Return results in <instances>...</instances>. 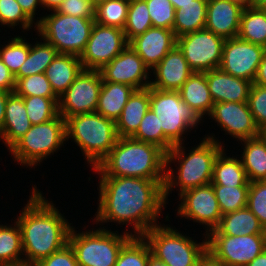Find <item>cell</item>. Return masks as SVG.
<instances>
[{"instance_id": "obj_25", "label": "cell", "mask_w": 266, "mask_h": 266, "mask_svg": "<svg viewBox=\"0 0 266 266\" xmlns=\"http://www.w3.org/2000/svg\"><path fill=\"white\" fill-rule=\"evenodd\" d=\"M183 100L202 120L209 115L214 102L210 95L205 72H193L178 90Z\"/></svg>"}, {"instance_id": "obj_28", "label": "cell", "mask_w": 266, "mask_h": 266, "mask_svg": "<svg viewBox=\"0 0 266 266\" xmlns=\"http://www.w3.org/2000/svg\"><path fill=\"white\" fill-rule=\"evenodd\" d=\"M135 90L125 84L102 81L96 112L116 122Z\"/></svg>"}, {"instance_id": "obj_58", "label": "cell", "mask_w": 266, "mask_h": 266, "mask_svg": "<svg viewBox=\"0 0 266 266\" xmlns=\"http://www.w3.org/2000/svg\"><path fill=\"white\" fill-rule=\"evenodd\" d=\"M266 0H248V2L245 4L250 7H261Z\"/></svg>"}, {"instance_id": "obj_21", "label": "cell", "mask_w": 266, "mask_h": 266, "mask_svg": "<svg viewBox=\"0 0 266 266\" xmlns=\"http://www.w3.org/2000/svg\"><path fill=\"white\" fill-rule=\"evenodd\" d=\"M129 45L152 70L177 45V38L173 30L151 27L133 38Z\"/></svg>"}, {"instance_id": "obj_35", "label": "cell", "mask_w": 266, "mask_h": 266, "mask_svg": "<svg viewBox=\"0 0 266 266\" xmlns=\"http://www.w3.org/2000/svg\"><path fill=\"white\" fill-rule=\"evenodd\" d=\"M131 138L157 145L159 148L168 153L174 144L164 135L162 127H160L159 118L149 108L142 119L137 131Z\"/></svg>"}, {"instance_id": "obj_11", "label": "cell", "mask_w": 266, "mask_h": 266, "mask_svg": "<svg viewBox=\"0 0 266 266\" xmlns=\"http://www.w3.org/2000/svg\"><path fill=\"white\" fill-rule=\"evenodd\" d=\"M207 250L226 266H247L266 249V234L206 235Z\"/></svg>"}, {"instance_id": "obj_44", "label": "cell", "mask_w": 266, "mask_h": 266, "mask_svg": "<svg viewBox=\"0 0 266 266\" xmlns=\"http://www.w3.org/2000/svg\"><path fill=\"white\" fill-rule=\"evenodd\" d=\"M153 27L173 30L175 8L170 0H145Z\"/></svg>"}, {"instance_id": "obj_53", "label": "cell", "mask_w": 266, "mask_h": 266, "mask_svg": "<svg viewBox=\"0 0 266 266\" xmlns=\"http://www.w3.org/2000/svg\"><path fill=\"white\" fill-rule=\"evenodd\" d=\"M11 94V92H4L0 90V133L3 129V123L5 120V109L7 103V97Z\"/></svg>"}, {"instance_id": "obj_39", "label": "cell", "mask_w": 266, "mask_h": 266, "mask_svg": "<svg viewBox=\"0 0 266 266\" xmlns=\"http://www.w3.org/2000/svg\"><path fill=\"white\" fill-rule=\"evenodd\" d=\"M151 254L142 236H133L122 248L115 266H147Z\"/></svg>"}, {"instance_id": "obj_26", "label": "cell", "mask_w": 266, "mask_h": 266, "mask_svg": "<svg viewBox=\"0 0 266 266\" xmlns=\"http://www.w3.org/2000/svg\"><path fill=\"white\" fill-rule=\"evenodd\" d=\"M83 70L79 56L58 54L46 68L45 75L55 94L60 97Z\"/></svg>"}, {"instance_id": "obj_3", "label": "cell", "mask_w": 266, "mask_h": 266, "mask_svg": "<svg viewBox=\"0 0 266 266\" xmlns=\"http://www.w3.org/2000/svg\"><path fill=\"white\" fill-rule=\"evenodd\" d=\"M215 138V135H207L202 138L196 147H192L187 153L184 143L174 145L166 153V177L164 183V197L168 203V196L173 188H178L180 196L185 191L199 186L207 185L212 182L213 165L219 152L225 144ZM184 145V146H183ZM187 153V154H186ZM177 162V163H176ZM172 163L177 165L175 169L170 166ZM176 174V175H175Z\"/></svg>"}, {"instance_id": "obj_57", "label": "cell", "mask_w": 266, "mask_h": 266, "mask_svg": "<svg viewBox=\"0 0 266 266\" xmlns=\"http://www.w3.org/2000/svg\"><path fill=\"white\" fill-rule=\"evenodd\" d=\"M170 1L175 10L181 8L182 6L194 3V0H170Z\"/></svg>"}, {"instance_id": "obj_49", "label": "cell", "mask_w": 266, "mask_h": 266, "mask_svg": "<svg viewBox=\"0 0 266 266\" xmlns=\"http://www.w3.org/2000/svg\"><path fill=\"white\" fill-rule=\"evenodd\" d=\"M15 89V78L8 67L0 59V90L13 93Z\"/></svg>"}, {"instance_id": "obj_54", "label": "cell", "mask_w": 266, "mask_h": 266, "mask_svg": "<svg viewBox=\"0 0 266 266\" xmlns=\"http://www.w3.org/2000/svg\"><path fill=\"white\" fill-rule=\"evenodd\" d=\"M40 1L43 10L47 9L50 12V11H56L62 4L63 0H40Z\"/></svg>"}, {"instance_id": "obj_18", "label": "cell", "mask_w": 266, "mask_h": 266, "mask_svg": "<svg viewBox=\"0 0 266 266\" xmlns=\"http://www.w3.org/2000/svg\"><path fill=\"white\" fill-rule=\"evenodd\" d=\"M213 119L225 135H230L237 141L258 136L259 128L255 123L248 102H218L214 103L208 115Z\"/></svg>"}, {"instance_id": "obj_24", "label": "cell", "mask_w": 266, "mask_h": 266, "mask_svg": "<svg viewBox=\"0 0 266 266\" xmlns=\"http://www.w3.org/2000/svg\"><path fill=\"white\" fill-rule=\"evenodd\" d=\"M150 107V87L135 90L116 121L118 137H131Z\"/></svg>"}, {"instance_id": "obj_19", "label": "cell", "mask_w": 266, "mask_h": 266, "mask_svg": "<svg viewBox=\"0 0 266 266\" xmlns=\"http://www.w3.org/2000/svg\"><path fill=\"white\" fill-rule=\"evenodd\" d=\"M193 72L183 52L176 45L150 71V75L155 78L151 79L149 87L162 91H178Z\"/></svg>"}, {"instance_id": "obj_40", "label": "cell", "mask_w": 266, "mask_h": 266, "mask_svg": "<svg viewBox=\"0 0 266 266\" xmlns=\"http://www.w3.org/2000/svg\"><path fill=\"white\" fill-rule=\"evenodd\" d=\"M14 93L20 97L40 96L45 98H59L53 91L45 73L15 78Z\"/></svg>"}, {"instance_id": "obj_14", "label": "cell", "mask_w": 266, "mask_h": 266, "mask_svg": "<svg viewBox=\"0 0 266 266\" xmlns=\"http://www.w3.org/2000/svg\"><path fill=\"white\" fill-rule=\"evenodd\" d=\"M102 77L99 70H82L59 97V114L64 118L96 112Z\"/></svg>"}, {"instance_id": "obj_9", "label": "cell", "mask_w": 266, "mask_h": 266, "mask_svg": "<svg viewBox=\"0 0 266 266\" xmlns=\"http://www.w3.org/2000/svg\"><path fill=\"white\" fill-rule=\"evenodd\" d=\"M142 237L148 243L151 254L168 266H196L207 250L206 234L203 233L204 239L198 243L170 225L154 226Z\"/></svg>"}, {"instance_id": "obj_12", "label": "cell", "mask_w": 266, "mask_h": 266, "mask_svg": "<svg viewBox=\"0 0 266 266\" xmlns=\"http://www.w3.org/2000/svg\"><path fill=\"white\" fill-rule=\"evenodd\" d=\"M225 39L207 29L177 38V46L194 72H206L220 66Z\"/></svg>"}, {"instance_id": "obj_47", "label": "cell", "mask_w": 266, "mask_h": 266, "mask_svg": "<svg viewBox=\"0 0 266 266\" xmlns=\"http://www.w3.org/2000/svg\"><path fill=\"white\" fill-rule=\"evenodd\" d=\"M60 14L95 19L96 6L91 0H63L56 10Z\"/></svg>"}, {"instance_id": "obj_2", "label": "cell", "mask_w": 266, "mask_h": 266, "mask_svg": "<svg viewBox=\"0 0 266 266\" xmlns=\"http://www.w3.org/2000/svg\"><path fill=\"white\" fill-rule=\"evenodd\" d=\"M31 191L15 220L21 229L24 261L35 265L68 244L72 226L35 185Z\"/></svg>"}, {"instance_id": "obj_59", "label": "cell", "mask_w": 266, "mask_h": 266, "mask_svg": "<svg viewBox=\"0 0 266 266\" xmlns=\"http://www.w3.org/2000/svg\"><path fill=\"white\" fill-rule=\"evenodd\" d=\"M258 136L266 144V125L259 128Z\"/></svg>"}, {"instance_id": "obj_36", "label": "cell", "mask_w": 266, "mask_h": 266, "mask_svg": "<svg viewBox=\"0 0 266 266\" xmlns=\"http://www.w3.org/2000/svg\"><path fill=\"white\" fill-rule=\"evenodd\" d=\"M153 27L145 0H130L124 33L128 42Z\"/></svg>"}, {"instance_id": "obj_37", "label": "cell", "mask_w": 266, "mask_h": 266, "mask_svg": "<svg viewBox=\"0 0 266 266\" xmlns=\"http://www.w3.org/2000/svg\"><path fill=\"white\" fill-rule=\"evenodd\" d=\"M130 0H108L96 6L95 22L124 29Z\"/></svg>"}, {"instance_id": "obj_45", "label": "cell", "mask_w": 266, "mask_h": 266, "mask_svg": "<svg viewBox=\"0 0 266 266\" xmlns=\"http://www.w3.org/2000/svg\"><path fill=\"white\" fill-rule=\"evenodd\" d=\"M247 207L266 230V183L264 181L250 182Z\"/></svg>"}, {"instance_id": "obj_60", "label": "cell", "mask_w": 266, "mask_h": 266, "mask_svg": "<svg viewBox=\"0 0 266 266\" xmlns=\"http://www.w3.org/2000/svg\"><path fill=\"white\" fill-rule=\"evenodd\" d=\"M0 266H34L31 264H28L26 261L18 262V263H11V264H5Z\"/></svg>"}, {"instance_id": "obj_41", "label": "cell", "mask_w": 266, "mask_h": 266, "mask_svg": "<svg viewBox=\"0 0 266 266\" xmlns=\"http://www.w3.org/2000/svg\"><path fill=\"white\" fill-rule=\"evenodd\" d=\"M26 41V42H25ZM30 49V43L25 37L14 36L7 44L0 45V59L8 67L10 72L15 75L24 61L27 59Z\"/></svg>"}, {"instance_id": "obj_10", "label": "cell", "mask_w": 266, "mask_h": 266, "mask_svg": "<svg viewBox=\"0 0 266 266\" xmlns=\"http://www.w3.org/2000/svg\"><path fill=\"white\" fill-rule=\"evenodd\" d=\"M159 118L164 135L174 144L185 142L183 135L202 123L183 101L178 91H162L150 87V107ZM193 128V129H192ZM191 129V130H190Z\"/></svg>"}, {"instance_id": "obj_52", "label": "cell", "mask_w": 266, "mask_h": 266, "mask_svg": "<svg viewBox=\"0 0 266 266\" xmlns=\"http://www.w3.org/2000/svg\"><path fill=\"white\" fill-rule=\"evenodd\" d=\"M253 84L266 87V52L264 53L262 60L258 66L256 77Z\"/></svg>"}, {"instance_id": "obj_56", "label": "cell", "mask_w": 266, "mask_h": 266, "mask_svg": "<svg viewBox=\"0 0 266 266\" xmlns=\"http://www.w3.org/2000/svg\"><path fill=\"white\" fill-rule=\"evenodd\" d=\"M147 266H168V265L164 263L162 260L150 254Z\"/></svg>"}, {"instance_id": "obj_62", "label": "cell", "mask_w": 266, "mask_h": 266, "mask_svg": "<svg viewBox=\"0 0 266 266\" xmlns=\"http://www.w3.org/2000/svg\"><path fill=\"white\" fill-rule=\"evenodd\" d=\"M261 8L266 13V2L261 6Z\"/></svg>"}, {"instance_id": "obj_61", "label": "cell", "mask_w": 266, "mask_h": 266, "mask_svg": "<svg viewBox=\"0 0 266 266\" xmlns=\"http://www.w3.org/2000/svg\"><path fill=\"white\" fill-rule=\"evenodd\" d=\"M95 6H98L99 4L106 2L108 0H91Z\"/></svg>"}, {"instance_id": "obj_50", "label": "cell", "mask_w": 266, "mask_h": 266, "mask_svg": "<svg viewBox=\"0 0 266 266\" xmlns=\"http://www.w3.org/2000/svg\"><path fill=\"white\" fill-rule=\"evenodd\" d=\"M16 1L19 3L24 13L34 23L37 24V19H35V16L37 15L36 9H38L39 6L41 7V1L40 0H16Z\"/></svg>"}, {"instance_id": "obj_5", "label": "cell", "mask_w": 266, "mask_h": 266, "mask_svg": "<svg viewBox=\"0 0 266 266\" xmlns=\"http://www.w3.org/2000/svg\"><path fill=\"white\" fill-rule=\"evenodd\" d=\"M65 130L66 141L72 139L77 144L92 169L108 155L119 138L116 122L97 112L66 118Z\"/></svg>"}, {"instance_id": "obj_8", "label": "cell", "mask_w": 266, "mask_h": 266, "mask_svg": "<svg viewBox=\"0 0 266 266\" xmlns=\"http://www.w3.org/2000/svg\"><path fill=\"white\" fill-rule=\"evenodd\" d=\"M66 143L65 119L59 114L52 120L32 125L10 149L11 157L20 166L33 168ZM41 162V163H40ZM39 163V164H38Z\"/></svg>"}, {"instance_id": "obj_48", "label": "cell", "mask_w": 266, "mask_h": 266, "mask_svg": "<svg viewBox=\"0 0 266 266\" xmlns=\"http://www.w3.org/2000/svg\"><path fill=\"white\" fill-rule=\"evenodd\" d=\"M34 266H79L76 256L69 244L63 249L52 253L50 256L40 260Z\"/></svg>"}, {"instance_id": "obj_32", "label": "cell", "mask_w": 266, "mask_h": 266, "mask_svg": "<svg viewBox=\"0 0 266 266\" xmlns=\"http://www.w3.org/2000/svg\"><path fill=\"white\" fill-rule=\"evenodd\" d=\"M237 37L266 48V13L261 7L245 5Z\"/></svg>"}, {"instance_id": "obj_29", "label": "cell", "mask_w": 266, "mask_h": 266, "mask_svg": "<svg viewBox=\"0 0 266 266\" xmlns=\"http://www.w3.org/2000/svg\"><path fill=\"white\" fill-rule=\"evenodd\" d=\"M225 148L217 155L213 165L212 185L249 187V180L239 157L227 156ZM239 158V159H238Z\"/></svg>"}, {"instance_id": "obj_16", "label": "cell", "mask_w": 266, "mask_h": 266, "mask_svg": "<svg viewBox=\"0 0 266 266\" xmlns=\"http://www.w3.org/2000/svg\"><path fill=\"white\" fill-rule=\"evenodd\" d=\"M266 48L236 38L225 39L219 69L253 83Z\"/></svg>"}, {"instance_id": "obj_30", "label": "cell", "mask_w": 266, "mask_h": 266, "mask_svg": "<svg viewBox=\"0 0 266 266\" xmlns=\"http://www.w3.org/2000/svg\"><path fill=\"white\" fill-rule=\"evenodd\" d=\"M243 148L240 160L249 182L266 178V144L259 136L240 140Z\"/></svg>"}, {"instance_id": "obj_23", "label": "cell", "mask_w": 266, "mask_h": 266, "mask_svg": "<svg viewBox=\"0 0 266 266\" xmlns=\"http://www.w3.org/2000/svg\"><path fill=\"white\" fill-rule=\"evenodd\" d=\"M32 124L28 118L23 97L14 92L7 97L5 120L0 133V140L9 150L26 132Z\"/></svg>"}, {"instance_id": "obj_6", "label": "cell", "mask_w": 266, "mask_h": 266, "mask_svg": "<svg viewBox=\"0 0 266 266\" xmlns=\"http://www.w3.org/2000/svg\"><path fill=\"white\" fill-rule=\"evenodd\" d=\"M69 234L68 244L73 249L79 266H115L121 248L133 237L129 229L111 231L103 226Z\"/></svg>"}, {"instance_id": "obj_34", "label": "cell", "mask_w": 266, "mask_h": 266, "mask_svg": "<svg viewBox=\"0 0 266 266\" xmlns=\"http://www.w3.org/2000/svg\"><path fill=\"white\" fill-rule=\"evenodd\" d=\"M24 261L21 229L15 221L0 224V265Z\"/></svg>"}, {"instance_id": "obj_15", "label": "cell", "mask_w": 266, "mask_h": 266, "mask_svg": "<svg viewBox=\"0 0 266 266\" xmlns=\"http://www.w3.org/2000/svg\"><path fill=\"white\" fill-rule=\"evenodd\" d=\"M178 198L179 217L204 225L206 235L219 226L222 213L211 183L185 191Z\"/></svg>"}, {"instance_id": "obj_42", "label": "cell", "mask_w": 266, "mask_h": 266, "mask_svg": "<svg viewBox=\"0 0 266 266\" xmlns=\"http://www.w3.org/2000/svg\"><path fill=\"white\" fill-rule=\"evenodd\" d=\"M212 186L222 215L247 207L249 187Z\"/></svg>"}, {"instance_id": "obj_13", "label": "cell", "mask_w": 266, "mask_h": 266, "mask_svg": "<svg viewBox=\"0 0 266 266\" xmlns=\"http://www.w3.org/2000/svg\"><path fill=\"white\" fill-rule=\"evenodd\" d=\"M128 45L123 29L95 22L85 50L80 55L83 70H100Z\"/></svg>"}, {"instance_id": "obj_20", "label": "cell", "mask_w": 266, "mask_h": 266, "mask_svg": "<svg viewBox=\"0 0 266 266\" xmlns=\"http://www.w3.org/2000/svg\"><path fill=\"white\" fill-rule=\"evenodd\" d=\"M245 4L240 0H208L205 29L224 38H236Z\"/></svg>"}, {"instance_id": "obj_46", "label": "cell", "mask_w": 266, "mask_h": 266, "mask_svg": "<svg viewBox=\"0 0 266 266\" xmlns=\"http://www.w3.org/2000/svg\"><path fill=\"white\" fill-rule=\"evenodd\" d=\"M248 105L258 128L266 125V87L252 84Z\"/></svg>"}, {"instance_id": "obj_38", "label": "cell", "mask_w": 266, "mask_h": 266, "mask_svg": "<svg viewBox=\"0 0 266 266\" xmlns=\"http://www.w3.org/2000/svg\"><path fill=\"white\" fill-rule=\"evenodd\" d=\"M23 101L32 125L48 122L59 115V98L30 96L23 97Z\"/></svg>"}, {"instance_id": "obj_31", "label": "cell", "mask_w": 266, "mask_h": 266, "mask_svg": "<svg viewBox=\"0 0 266 266\" xmlns=\"http://www.w3.org/2000/svg\"><path fill=\"white\" fill-rule=\"evenodd\" d=\"M208 0H194L175 11L173 31L176 38L205 29Z\"/></svg>"}, {"instance_id": "obj_55", "label": "cell", "mask_w": 266, "mask_h": 266, "mask_svg": "<svg viewBox=\"0 0 266 266\" xmlns=\"http://www.w3.org/2000/svg\"><path fill=\"white\" fill-rule=\"evenodd\" d=\"M247 266H266V249L248 263Z\"/></svg>"}, {"instance_id": "obj_1", "label": "cell", "mask_w": 266, "mask_h": 266, "mask_svg": "<svg viewBox=\"0 0 266 266\" xmlns=\"http://www.w3.org/2000/svg\"><path fill=\"white\" fill-rule=\"evenodd\" d=\"M99 178V202L94 224L102 226L114 222L117 225H131L134 231L132 236H142L152 227L161 224L158 219L167 205L164 197L165 180Z\"/></svg>"}, {"instance_id": "obj_22", "label": "cell", "mask_w": 266, "mask_h": 266, "mask_svg": "<svg viewBox=\"0 0 266 266\" xmlns=\"http://www.w3.org/2000/svg\"><path fill=\"white\" fill-rule=\"evenodd\" d=\"M210 95L214 103L218 102H248L252 82L234 77L221 69L205 72Z\"/></svg>"}, {"instance_id": "obj_51", "label": "cell", "mask_w": 266, "mask_h": 266, "mask_svg": "<svg viewBox=\"0 0 266 266\" xmlns=\"http://www.w3.org/2000/svg\"><path fill=\"white\" fill-rule=\"evenodd\" d=\"M196 266H226L221 260L216 259L208 250L199 258Z\"/></svg>"}, {"instance_id": "obj_27", "label": "cell", "mask_w": 266, "mask_h": 266, "mask_svg": "<svg viewBox=\"0 0 266 266\" xmlns=\"http://www.w3.org/2000/svg\"><path fill=\"white\" fill-rule=\"evenodd\" d=\"M253 234H266L259 219L248 207L223 214L219 226L207 235L244 236Z\"/></svg>"}, {"instance_id": "obj_7", "label": "cell", "mask_w": 266, "mask_h": 266, "mask_svg": "<svg viewBox=\"0 0 266 266\" xmlns=\"http://www.w3.org/2000/svg\"><path fill=\"white\" fill-rule=\"evenodd\" d=\"M36 33L53 45L59 54L79 56L85 50L95 19L76 17L52 11L37 17Z\"/></svg>"}, {"instance_id": "obj_33", "label": "cell", "mask_w": 266, "mask_h": 266, "mask_svg": "<svg viewBox=\"0 0 266 266\" xmlns=\"http://www.w3.org/2000/svg\"><path fill=\"white\" fill-rule=\"evenodd\" d=\"M35 44L30 43V49L27 59L14 75V78L28 77L33 74L45 73L46 68L51 64L54 58L59 54L56 48L47 41L40 39Z\"/></svg>"}, {"instance_id": "obj_4", "label": "cell", "mask_w": 266, "mask_h": 266, "mask_svg": "<svg viewBox=\"0 0 266 266\" xmlns=\"http://www.w3.org/2000/svg\"><path fill=\"white\" fill-rule=\"evenodd\" d=\"M91 170L100 177L165 180L166 152L152 143L119 137L108 155Z\"/></svg>"}, {"instance_id": "obj_43", "label": "cell", "mask_w": 266, "mask_h": 266, "mask_svg": "<svg viewBox=\"0 0 266 266\" xmlns=\"http://www.w3.org/2000/svg\"><path fill=\"white\" fill-rule=\"evenodd\" d=\"M0 25L13 29L18 25L25 31L34 27L36 30V23L24 13L16 0H0Z\"/></svg>"}, {"instance_id": "obj_17", "label": "cell", "mask_w": 266, "mask_h": 266, "mask_svg": "<svg viewBox=\"0 0 266 266\" xmlns=\"http://www.w3.org/2000/svg\"><path fill=\"white\" fill-rule=\"evenodd\" d=\"M99 72L102 81L125 84L136 90L150 86V69L130 45L110 63L105 64Z\"/></svg>"}, {"instance_id": "obj_63", "label": "cell", "mask_w": 266, "mask_h": 266, "mask_svg": "<svg viewBox=\"0 0 266 266\" xmlns=\"http://www.w3.org/2000/svg\"><path fill=\"white\" fill-rule=\"evenodd\" d=\"M240 1L243 2L244 4L248 2V0H240Z\"/></svg>"}]
</instances>
